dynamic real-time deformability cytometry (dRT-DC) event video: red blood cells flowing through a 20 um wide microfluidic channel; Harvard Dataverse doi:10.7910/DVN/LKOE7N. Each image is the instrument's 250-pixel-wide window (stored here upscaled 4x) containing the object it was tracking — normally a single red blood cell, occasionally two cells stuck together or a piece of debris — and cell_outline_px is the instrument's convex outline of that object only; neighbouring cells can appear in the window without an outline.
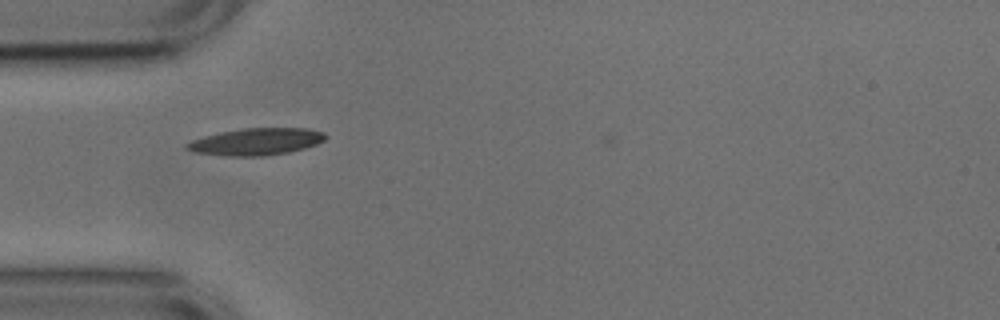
{"species": "common noctule bat (a hibernating species)", "species_latin": "Nyctalus noctula", "temperature_condition": "cold", "stored_images_in_passage": 41, "camera_frame_rate_fps": 3000, "um_per_image_px": 0.085, "animal": {"sex": "male", "body_mass_g": 17.9, "forearm_length_mm": 54.2}, "frame": {"image": 1, "passage_image": 9, "time_ms": 2.667, "image_size_px": [1000, 320], "cell_outline_px": [[328, 136], [324, 140], [316, 144], [304, 148], [288, 152], [264, 156], [224, 156], [196, 152], [184, 148], [184, 144], [192, 140], [204, 136], [220, 132], [244, 128], [308, 128], [324, 132]], "centroid_in_image_um": [21.77, 12.04], "position_along_channel_um": 63.2, "area_um2": 21.85}}
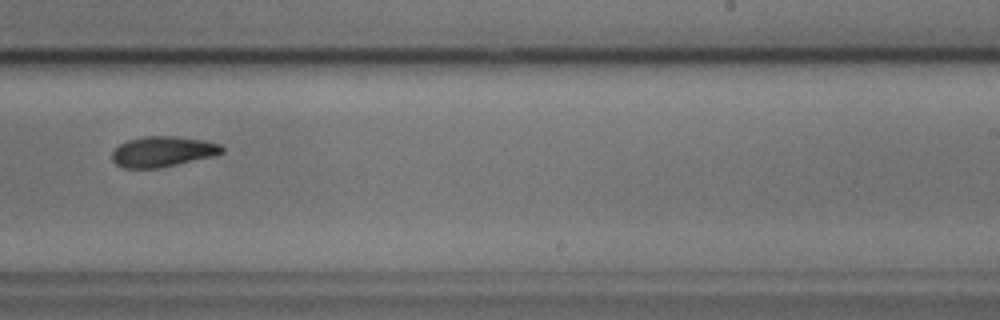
{"frame": {"image": 2, "passage_image": 26, "time_ms": 8.333, "image_size_px": [1000, 320], "cell_outline_px": [[224, 152], [216, 156], [160, 168], [124, 168], [116, 164], [112, 160], [112, 152], [120, 144], [128, 140], [144, 136], [176, 136], [200, 140], [220, 144], [224, 148]], "centroid_in_image_um": [13.85, 12.89], "position_along_channel_um": 275.2, "area_um2": 19.59}}
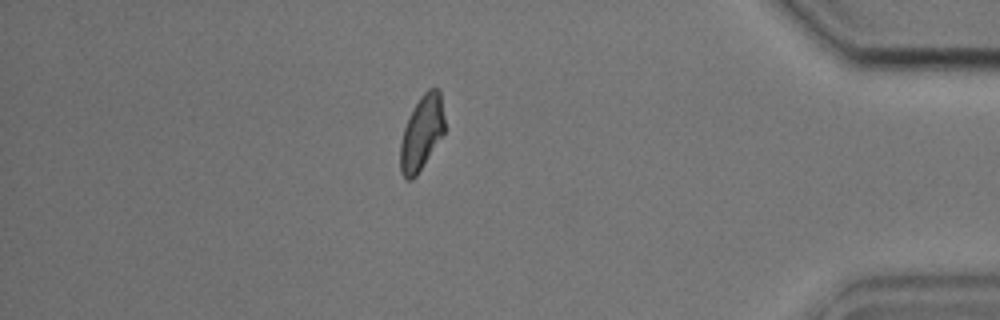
{"frame": {"image": 3, "passage_image": 39, "time_ms": 12.667, "image_size_px": [1000, 320], "cell_outline_px": [[444, 132], [416, 176], [412, 180], [408, 180], [400, 172], [400, 144], [404, 128], [408, 116], [420, 96], [428, 88], [436, 88], [440, 92], [444, 120]], "centroid_in_image_um": [35.82, 11.28], "position_along_channel_um": 399.4, "area_um2": 18.96}, "authors_computed_cell_mechanics": {"area_um2": 19.652, "velocity_mm_per_s": 3.7502, "shape_relaxation_time_tau1_ms": 3.5297, "shape_relaxation_time_tau2_ms": 9.0897, "deformation_change_tau1": 0.1351, "deformation_change_tau2": 0.1696}}